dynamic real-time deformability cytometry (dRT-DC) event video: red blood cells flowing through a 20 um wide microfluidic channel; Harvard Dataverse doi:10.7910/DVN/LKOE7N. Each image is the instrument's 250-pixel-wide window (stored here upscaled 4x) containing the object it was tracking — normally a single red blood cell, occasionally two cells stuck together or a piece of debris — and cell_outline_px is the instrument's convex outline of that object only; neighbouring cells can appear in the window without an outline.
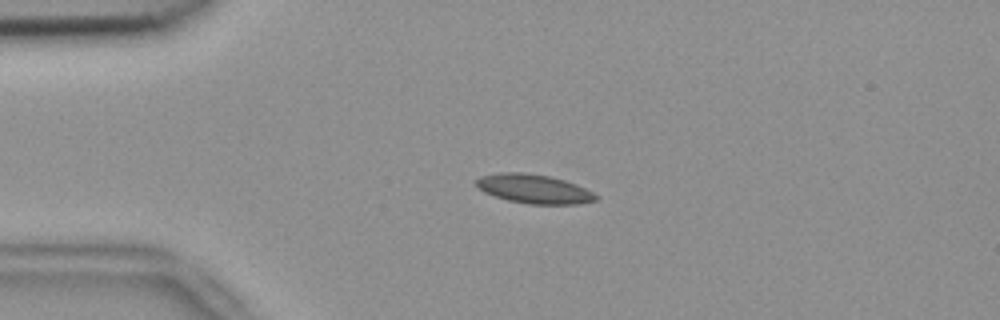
{"species": "common noctule bat (a hibernating species)", "species_latin": "Nyctalus noctula", "temperature_condition": "room temperature", "stored_images_in_passage": 49, "camera_frame_rate_fps": 3000, "um_per_image_px": 0.085, "animal": {"sex": "female", "body_mass_g": 18.4}, "frame": {"image": 1, "passage_image": 8, "time_ms": 2.333, "image_size_px": [1000, 320], "cell_outline_px": [[600, 200], [580, 204], [528, 204], [508, 200], [484, 192], [476, 184], [476, 180], [480, 176], [500, 172], [524, 172], [548, 176], [564, 180], [576, 184], [600, 196]], "centroid_in_image_um": [45.43, 16.06], "position_along_channel_um": 39.6, "area_um2": 20.29}}
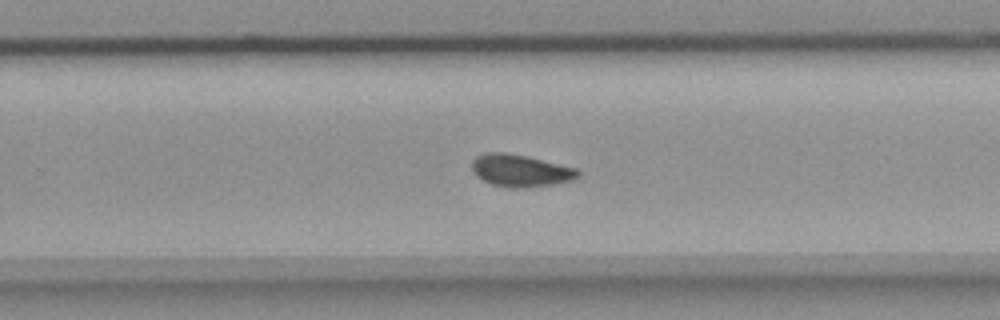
{"frame": {"image": 2, "passage_image": 30, "time_ms": 9.667, "image_size_px": [1000, 320], "cell_outline_px": [[580, 176], [572, 180], [552, 184], [524, 188], [508, 188], [492, 184], [476, 176], [472, 172], [472, 160], [476, 156], [488, 152], [504, 152], [524, 156], [576, 168], [580, 172]], "centroid_in_image_um": [44.2, 14.51], "position_along_channel_um": 285.6, "area_um2": 19.77}}
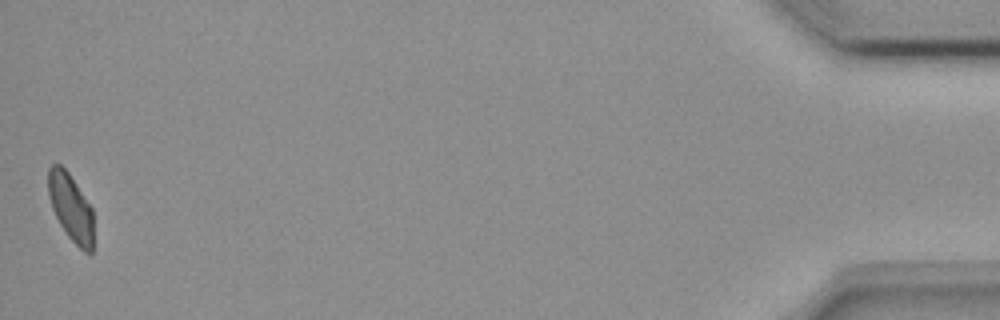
{"frame": {"image": 3, "passage_image": 49, "time_ms": 16.0, "image_size_px": [1000, 320], "cell_outline_px": [[92, 252], [84, 252], [68, 236], [60, 224], [52, 208], [48, 196], [48, 168], [52, 164], [60, 164], [68, 172], [92, 208]], "centroid_in_image_um": [5.99, 17.6], "position_along_channel_um": 429.2, "area_um2": 17.46}, "authors_computed_cell_mechanics": {"area_um2": 19.1896, "velocity_mm_per_s": 3.7497, "shape_relaxation_time_tau1_ms": null, "shape_relaxation_time_tau2_ms": 4.2877, "deformation_change_tau1": null, "deformation_change_tau2": 0.0921}}